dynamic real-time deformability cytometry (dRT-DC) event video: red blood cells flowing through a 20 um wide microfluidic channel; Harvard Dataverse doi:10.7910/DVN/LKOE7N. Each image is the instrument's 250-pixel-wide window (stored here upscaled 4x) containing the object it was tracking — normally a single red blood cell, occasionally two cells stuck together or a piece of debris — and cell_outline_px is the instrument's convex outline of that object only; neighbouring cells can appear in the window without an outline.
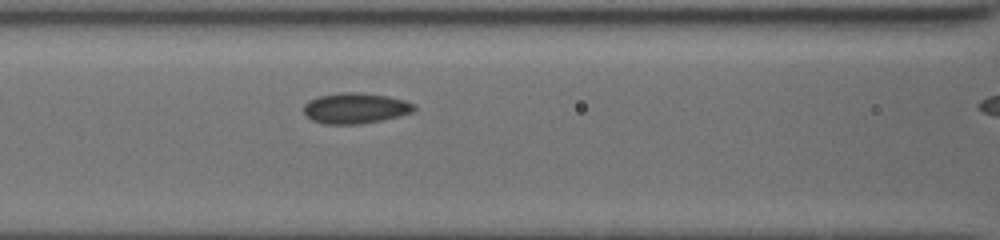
{"species": "common noctule bat (a hibernating species)", "species_latin": "Nyctalus noctula", "temperature_condition": "cold", "stored_images_in_passage": 8, "camera_frame_rate_fps": 3000, "um_per_image_px": 0.085, "animal": {"sex": "female", "body_mass_g": 19.5, "forearm_length_mm": 54.1}, "frame": {"image": 1, "passage_image": 7, "time_ms": 2.667, "image_size_px": [1000, 240], "cell_outline_px": [[416, 108], [412, 112], [380, 120], [356, 124], [324, 124], [312, 120], [304, 112], [304, 104], [308, 100], [316, 96], [340, 92], [360, 92], [388, 96], [404, 100], [416, 104]], "centroid_in_image_um": [30.18, 9.18], "position_along_channel_um": 136.4, "area_um2": 19.71}}